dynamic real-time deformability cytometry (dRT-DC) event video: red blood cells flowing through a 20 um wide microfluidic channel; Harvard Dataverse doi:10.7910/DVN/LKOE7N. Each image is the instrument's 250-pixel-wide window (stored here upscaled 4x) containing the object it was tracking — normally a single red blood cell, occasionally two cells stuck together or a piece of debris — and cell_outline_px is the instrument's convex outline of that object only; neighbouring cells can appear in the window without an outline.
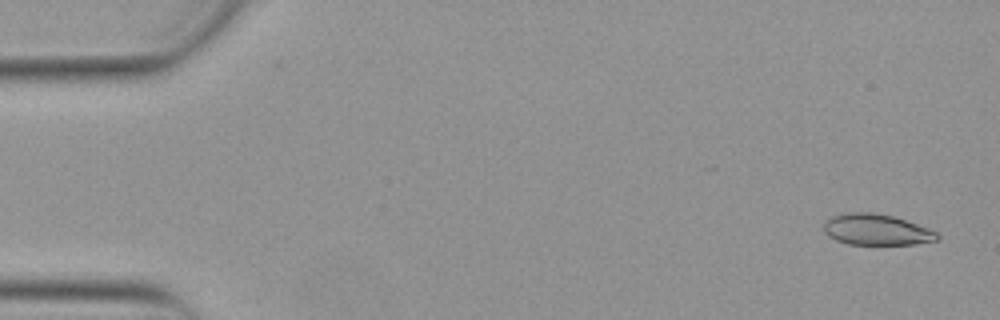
{"species": "Egyptian fruit bat (a non-hibernating species)", "species_latin": "Rousettus aegyptiacus", "temperature_condition": "warm", "stored_images_in_passage": 52, "camera_frame_rate_fps": 3000, "um_per_image_px": 0.085, "animal": {"sex": "female"}, "frame": {"image": 1, "passage_image": 2, "time_ms": 0.333, "image_size_px": [1000, 320], "cell_outline_px": [[940, 240], [916, 244], [848, 244], [836, 240], [828, 236], [824, 232], [824, 220], [832, 216], [848, 212], [872, 212], [892, 216], [928, 228], [936, 232], [940, 236]], "centroid_in_image_um": [74.48, 19.52], "position_along_channel_um": 10.5, "area_um2": 20.52}}
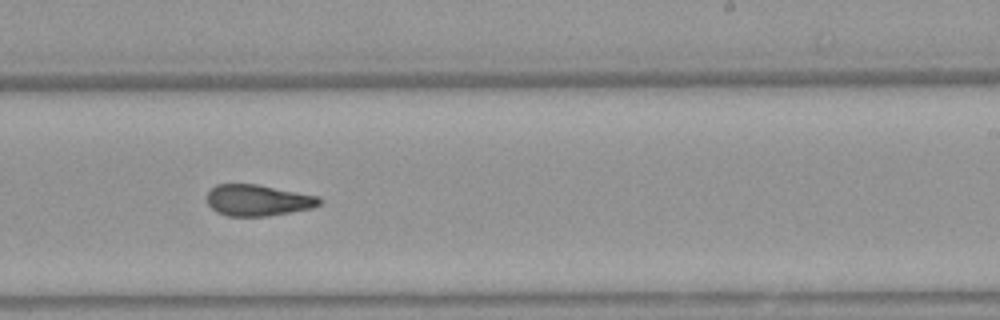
{"frame": {"image": 2, "passage_image": 32, "time_ms": 10.333, "image_size_px": [1000, 320], "cell_outline_px": [[324, 200], [320, 204], [312, 208], [268, 216], [228, 216], [216, 212], [208, 204], [208, 192], [216, 184], [256, 184], [320, 196]], "centroid_in_image_um": [21.95, 17.02], "position_along_channel_um": 267.0, "area_um2": 20.52}}
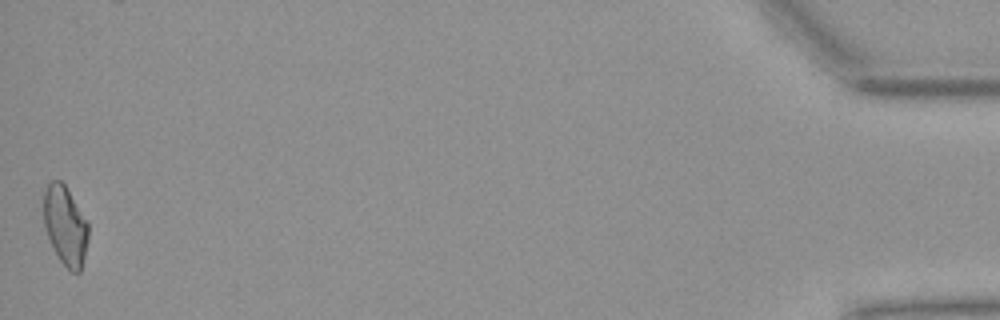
{"frame": {"image": 3, "passage_image": 52, "time_ms": 17.0, "image_size_px": [1000, 320], "cell_outline_px": [[88, 240], [80, 272], [72, 272], [60, 260], [48, 236], [44, 224], [44, 188], [52, 180], [60, 180], [64, 184], [88, 220]], "centroid_in_image_um": [5.56, 19.14], "position_along_channel_um": 429.6, "area_um2": 20.4}, "authors_computed_cell_mechanics": {"area_um2": 21.097, "velocity_mm_per_s": 3.9039, "shape_relaxation_time_tau1_ms": null, "shape_relaxation_time_tau2_ms": 3.7388, "deformation_change_tau1": null, "deformation_change_tau2": 0.1229}}